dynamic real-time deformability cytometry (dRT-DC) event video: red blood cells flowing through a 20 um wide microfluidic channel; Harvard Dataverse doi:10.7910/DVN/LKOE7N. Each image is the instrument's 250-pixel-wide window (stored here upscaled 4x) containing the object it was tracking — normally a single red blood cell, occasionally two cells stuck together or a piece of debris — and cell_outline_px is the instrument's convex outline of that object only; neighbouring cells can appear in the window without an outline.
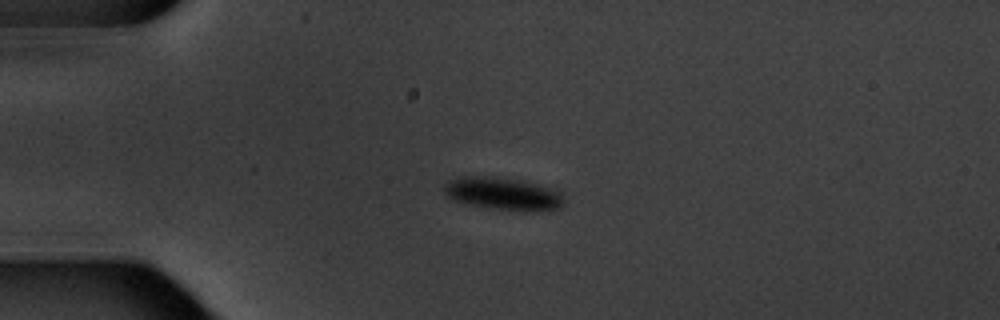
{"species": "common noctule bat (a hibernating species)", "species_latin": "Nyctalus noctula", "temperature_condition": "warm", "stored_images_in_passage": 6, "camera_frame_rate_fps": 3000, "um_per_image_px": 0.085, "animal": {"sex": "male", "body_mass_g": 20.1, "forearm_length_mm": 53.5}, "frame": {"image": 1, "passage_image": 4, "time_ms": 3.333, "image_size_px": [1000, 320], "cell_outline_px": [[564, 204], [560, 208], [492, 208], [468, 204], [456, 200], [448, 196], [444, 192], [444, 184], [452, 180], [464, 176], [484, 176], [520, 180], [552, 188], [560, 192], [564, 196]], "centroid_in_image_um": [42.73, 16.42], "position_along_channel_um": 42.3, "area_um2": 21.62}}
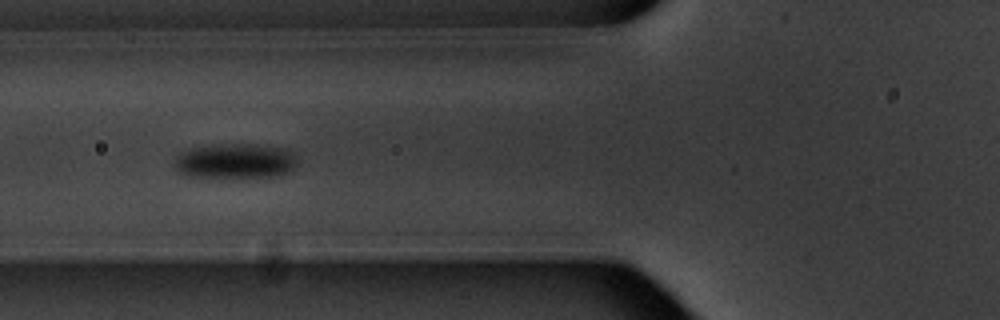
{"frame": {"image": 2, "passage_image": 6, "time_ms": 6.0, "image_size_px": [1000, 320], "cell_outline_px": [[296, 164], [288, 172], [276, 176], [188, 176], [172, 168], [172, 164], [176, 156], [180, 152], [188, 148], [212, 144], [256, 144], [288, 148], [296, 156]], "centroid_in_image_um": [19.95, 13.65], "position_along_channel_um": 105.8, "area_um2": 25.2}}